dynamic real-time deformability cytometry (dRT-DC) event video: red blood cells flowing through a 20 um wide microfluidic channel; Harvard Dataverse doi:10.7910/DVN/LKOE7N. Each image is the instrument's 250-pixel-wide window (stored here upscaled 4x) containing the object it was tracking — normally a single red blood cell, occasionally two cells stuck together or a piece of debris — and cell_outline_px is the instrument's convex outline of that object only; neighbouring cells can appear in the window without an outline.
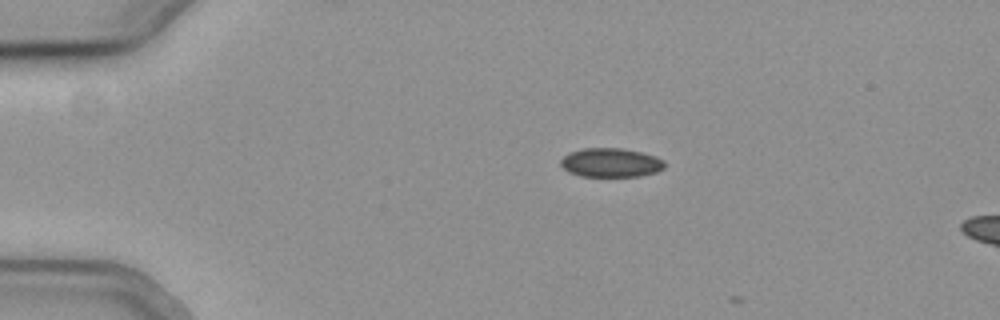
{"species": "common noctule bat (a hibernating species)", "species_latin": "Nyctalus noctula", "temperature_condition": "cold", "stored_images_in_passage": 2, "camera_frame_rate_fps": 3000, "um_per_image_px": 0.085, "animal": {"sex": "female", "body_mass_g": 19.3, "forearm_length_mm": 54.1}, "frame": {"image": 1, "passage_image": 1, "time_ms": 0.0, "image_size_px": [1000, 320], "cell_outline_px": [[664, 168], [656, 172], [640, 176], [580, 176], [568, 172], [560, 164], [560, 160], [568, 152], [584, 148], [620, 148], [640, 152], [656, 156], [664, 160]], "centroid_in_image_um": [51.9, 13.82], "position_along_channel_um": 33.1, "area_um2": 17.57}}